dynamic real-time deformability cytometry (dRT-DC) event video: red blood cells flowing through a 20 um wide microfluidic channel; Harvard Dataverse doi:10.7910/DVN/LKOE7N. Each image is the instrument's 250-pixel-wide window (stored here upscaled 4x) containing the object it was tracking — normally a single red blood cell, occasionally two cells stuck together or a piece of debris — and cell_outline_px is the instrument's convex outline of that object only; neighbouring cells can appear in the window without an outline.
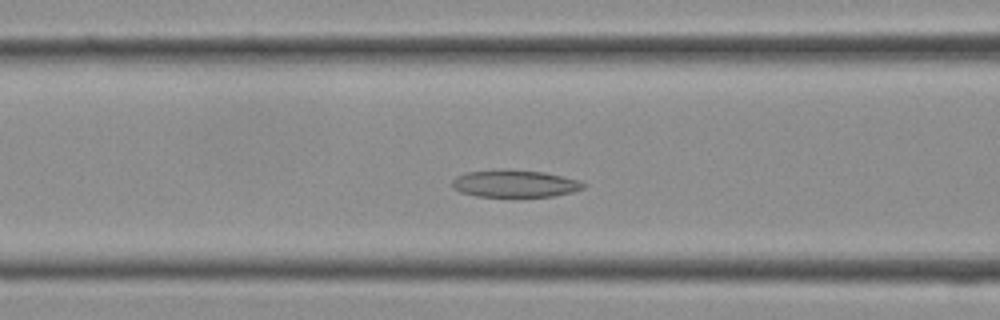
{"species": "Egyptian fruit bat (a non-hibernating species)", "species_latin": "Rousettus aegyptiacus", "temperature_condition": "cold", "stored_images_in_passage": 28, "camera_frame_rate_fps": 3000, "um_per_image_px": 0.085, "frame": {"image": 1, "passage_image": 9, "time_ms": 2.667, "image_size_px": [1000, 320], "cell_outline_px": [[588, 184], [584, 188], [572, 192], [552, 196], [476, 196], [460, 192], [452, 188], [452, 180], [456, 176], [468, 172], [500, 168], [544, 172], [580, 180]], "centroid_in_image_um": [43.75, 15.59], "position_along_channel_um": 122.8, "area_um2": 21.04}}
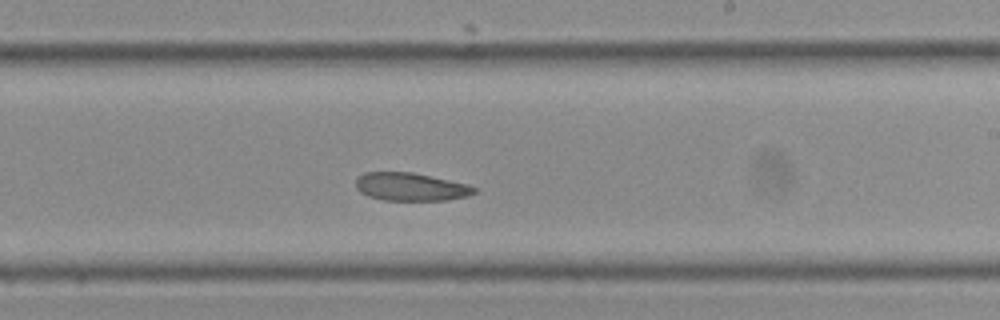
{"frame": {"image": 2, "passage_image": 15, "time_ms": 4.667, "image_size_px": [1000, 320], "cell_outline_px": [[476, 192], [468, 196], [448, 200], [384, 200], [368, 196], [360, 192], [356, 188], [356, 180], [364, 172], [412, 172], [468, 184], [476, 188]], "centroid_in_image_um": [34.92, 15.88], "position_along_channel_um": 254.1, "area_um2": 19.31}}
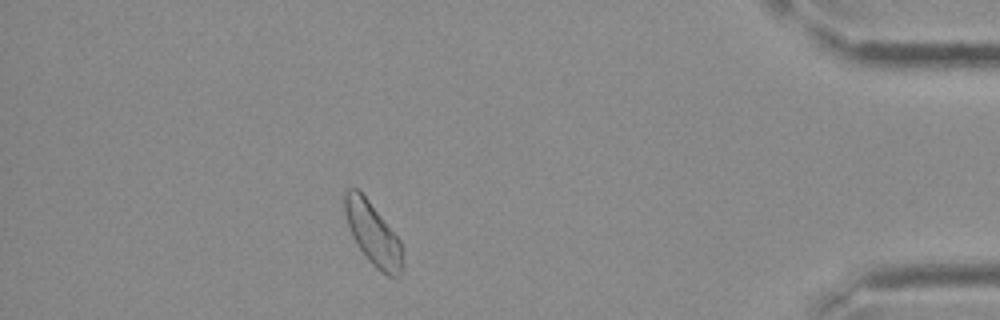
{"frame": {"image": 3, "passage_image": 24, "time_ms": 7.667, "image_size_px": [1000, 320], "cell_outline_px": [[404, 268], [400, 276], [396, 280], [380, 272], [368, 260], [356, 244], [352, 236], [344, 212], [344, 192], [348, 188], [356, 188], [368, 200], [400, 240]], "centroid_in_image_um": [31.71, 19.94], "position_along_channel_um": 403.5, "area_um2": 21.21}}